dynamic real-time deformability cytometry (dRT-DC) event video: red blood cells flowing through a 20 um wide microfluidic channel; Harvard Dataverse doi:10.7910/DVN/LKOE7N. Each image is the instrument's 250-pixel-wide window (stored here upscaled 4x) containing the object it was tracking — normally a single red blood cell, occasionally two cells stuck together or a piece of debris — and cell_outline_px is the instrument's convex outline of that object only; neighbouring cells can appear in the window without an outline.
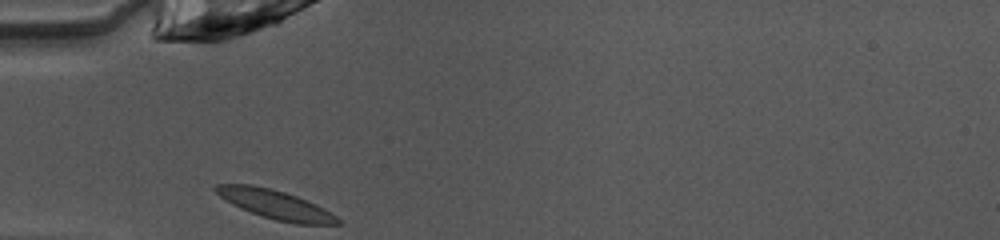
{"species": "common noctule bat (a hibernating species)", "species_latin": "Nyctalus noctula", "temperature_condition": "warm", "stored_images_in_passage": 27, "camera_frame_rate_fps": 3000, "um_per_image_px": 0.085, "animal": {"sex": "female", "body_mass_g": 10.0, "forearm_length_mm": 53.1}, "frame": {"image": 1, "passage_image": 1, "time_ms": 0.0, "image_size_px": [1000, 240], "cell_outline_px": [[340, 224], [296, 224], [276, 220], [240, 208], [232, 204], [220, 196], [212, 188], [216, 184], [252, 184], [284, 192], [296, 196], [316, 204], [336, 216], [340, 220]], "centroid_in_image_um": [23.39, 17.37], "position_along_channel_um": 61.6, "area_um2": 20.23}}
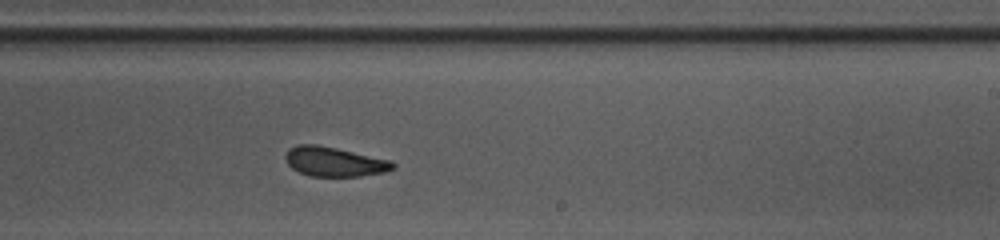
{"frame": {"image": 2, "passage_image": 16, "time_ms": 5.0, "image_size_px": [1000, 240], "cell_outline_px": [[396, 168], [384, 172], [360, 176], [308, 176], [292, 168], [284, 160], [284, 156], [288, 148], [296, 144], [316, 144], [336, 148], [392, 160], [396, 164]], "centroid_in_image_um": [28.4, 13.73], "position_along_channel_um": 260.6, "area_um2": 18.67}}
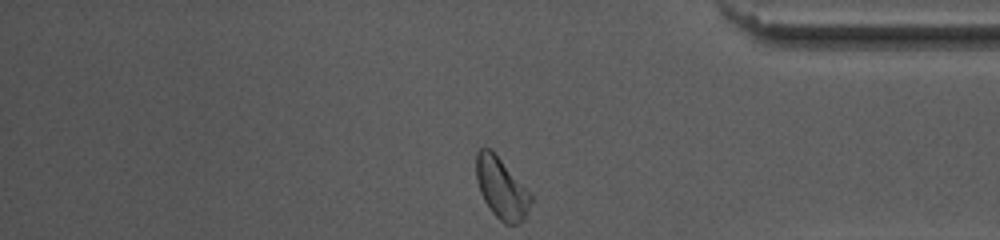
{"frame": {"image": 3, "passage_image": 27, "time_ms": 8.667, "image_size_px": [1000, 240], "cell_outline_px": [[532, 200], [528, 216], [520, 224], [504, 224], [492, 212], [484, 200], [480, 192], [476, 180], [476, 152], [480, 148], [488, 148], [500, 160], [532, 196]], "centroid_in_image_um": [42.62, 16.07], "position_along_channel_um": 392.6, "area_um2": 19.07}, "authors_computed_cell_mechanics": {"area_um2": 19.0162, "velocity_mm_per_s": 4.0392, "shape_relaxation_time_tau1_ms": 3.6588, "shape_relaxation_time_tau2_ms": 2.2107, "deformation_change_tau1": 0.1246, "deformation_change_tau2": 0.0841}}